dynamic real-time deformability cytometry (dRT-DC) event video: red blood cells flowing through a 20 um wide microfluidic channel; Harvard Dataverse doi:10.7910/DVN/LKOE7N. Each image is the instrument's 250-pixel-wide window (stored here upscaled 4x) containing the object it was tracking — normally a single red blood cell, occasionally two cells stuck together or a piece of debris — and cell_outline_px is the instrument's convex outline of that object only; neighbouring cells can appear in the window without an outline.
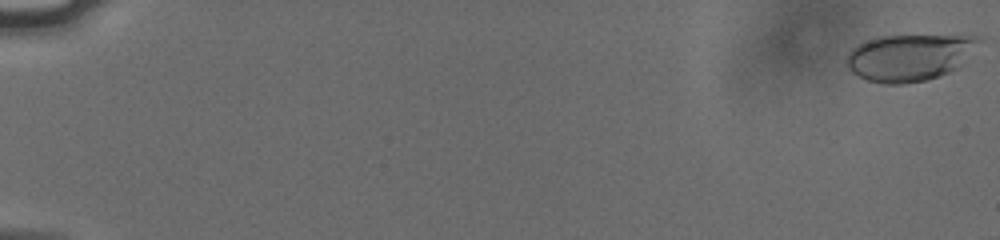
{"species": "human", "species_latin": "Homo sapiens", "temperature_condition": "cold", "stored_images_in_passage": 21, "camera_frame_rate_fps": 3000, "um_per_image_px": 0.085, "donor": {"sex": "male"}, "frame": {"image": 1, "passage_image": 1, "time_ms": 0.0, "image_size_px": [1000, 240], "cell_outline_px": [[984, 40], [960, 68], [940, 76], [928, 80], [904, 84], [884, 84], [868, 80], [852, 72], [844, 64], [848, 52], [856, 44], [864, 40], [876, 36], [984, 36]], "centroid_in_image_um": [77.34, 4.88], "position_along_channel_um": 7.7, "area_um2": 36.82}}
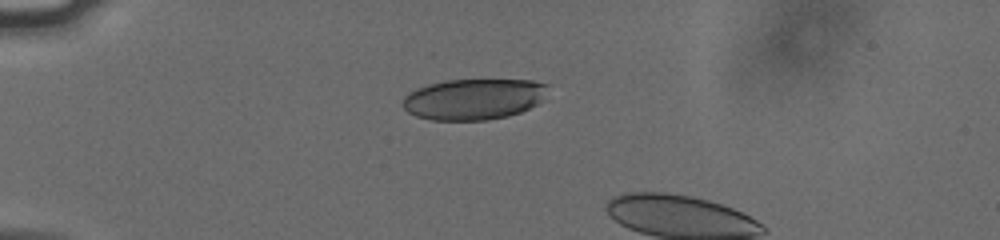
{"frame": {"image": 2, "passage_image": 17, "time_ms": 5.333, "image_size_px": [1000, 240], "cell_outline_px": [[548, 84], [540, 100], [536, 104], [520, 112], [508, 116], [488, 120], [432, 120], [416, 116], [408, 112], [404, 108], [404, 96], [408, 92], [416, 88], [428, 84], [448, 80], [532, 80]], "centroid_in_image_um": [40.22, 8.43], "position_along_channel_um": 44.8, "area_um2": 34.39}}